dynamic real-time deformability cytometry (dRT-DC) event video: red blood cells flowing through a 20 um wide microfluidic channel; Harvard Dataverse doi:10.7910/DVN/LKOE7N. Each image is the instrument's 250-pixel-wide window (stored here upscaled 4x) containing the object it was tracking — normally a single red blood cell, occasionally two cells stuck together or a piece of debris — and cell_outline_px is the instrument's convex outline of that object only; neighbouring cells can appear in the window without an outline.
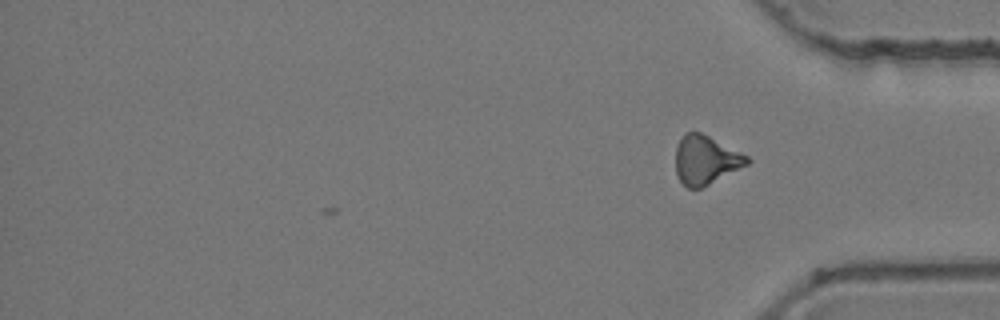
{"species": "common noctule bat (a hibernating species)", "species_latin": "Nyctalus noctula", "temperature_condition": "room temperature", "stored_images_in_passage": 31, "camera_frame_rate_fps": 3000, "um_per_image_px": 0.085, "animal": {"sex": "female", "body_mass_g": 24.6, "forearm_length_mm": 56.2}, "frame": {"image": 1, "passage_image": 31, "time_ms": 10.0, "image_size_px": [1000, 320], "cell_outline_px": [[752, 160], [748, 164], [700, 188], [688, 188], [680, 180], [676, 172], [676, 148], [684, 132], [700, 132], [748, 156]], "centroid_in_image_um": [59.97, 13.59], "position_along_channel_um": 375.2, "area_um2": 19.88}, "authors_computed_cell_mechanics": {"area_um2": 20.2878, "velocity_mm_per_s": 3.9137, "shape_relaxation_time_tau1_ms": null, "shape_relaxation_time_tau2_ms": 4.8453, "deformation_change_tau1": null, "deformation_change_tau2": 0.1476}}